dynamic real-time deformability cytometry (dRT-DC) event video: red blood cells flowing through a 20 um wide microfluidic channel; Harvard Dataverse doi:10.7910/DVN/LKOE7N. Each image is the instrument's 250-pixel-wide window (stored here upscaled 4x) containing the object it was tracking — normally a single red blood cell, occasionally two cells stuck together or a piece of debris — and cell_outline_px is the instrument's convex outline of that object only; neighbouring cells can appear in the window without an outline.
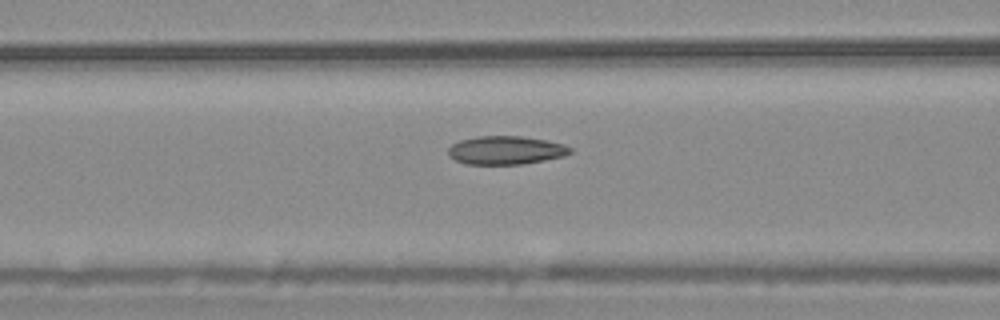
{"species": "common noctule bat (a hibernating species)", "species_latin": "Nyctalus noctula", "temperature_condition": "warm", "stored_images_in_passage": 51, "camera_frame_rate_fps": 3000, "um_per_image_px": 0.085, "animal": {"sex": "male", "body_mass_g": 20.4}, "frame": {"image": 1, "passage_image": 22, "time_ms": 7.0, "image_size_px": [1000, 320], "cell_outline_px": [[572, 152], [564, 156], [524, 164], [464, 164], [448, 156], [448, 148], [452, 144], [460, 140], [480, 136], [520, 136], [544, 140], [564, 144], [572, 148]], "centroid_in_image_um": [42.98, 12.77], "position_along_channel_um": 123.6, "area_um2": 20.17}}
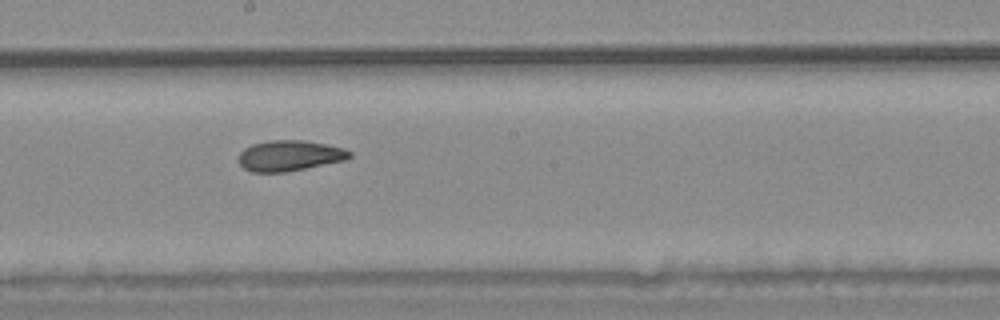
{"frame": {"image": 2, "passage_image": 30, "time_ms": 9.667, "image_size_px": [1000, 320], "cell_outline_px": [[352, 156], [344, 160], [284, 172], [252, 172], [244, 168], [240, 164], [240, 152], [244, 148], [252, 144], [268, 140], [304, 140], [344, 148], [352, 152]], "centroid_in_image_um": [24.6, 13.22], "position_along_channel_um": 223.6, "area_um2": 19.59}}
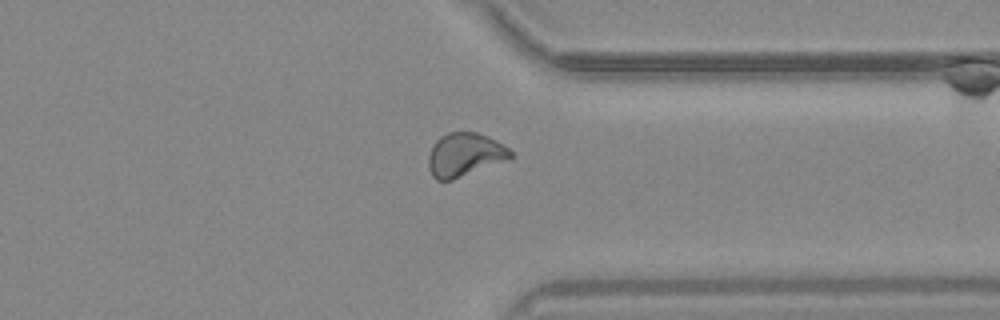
{"frame": {"image": 3, "passage_image": 42, "time_ms": 13.667, "image_size_px": [1000, 320], "cell_outline_px": [[512, 156], [508, 160], [452, 180], [436, 180], [432, 176], [428, 168], [428, 156], [436, 140], [440, 136], [448, 132], [476, 132], [488, 136], [496, 140], [508, 148], [512, 152]], "centroid_in_image_um": [39.49, 13.15], "position_along_channel_um": 371.9, "area_um2": 20.87}, "authors_computed_cell_mechanics": {"area_um2": 20.808, "velocity_mm_per_s": 3.754, "shape_relaxation_time_tau1_ms": null, "shape_relaxation_time_tau2_ms": 3.1032, "deformation_change_tau1": null, "deformation_change_tau2": 0.0872}}